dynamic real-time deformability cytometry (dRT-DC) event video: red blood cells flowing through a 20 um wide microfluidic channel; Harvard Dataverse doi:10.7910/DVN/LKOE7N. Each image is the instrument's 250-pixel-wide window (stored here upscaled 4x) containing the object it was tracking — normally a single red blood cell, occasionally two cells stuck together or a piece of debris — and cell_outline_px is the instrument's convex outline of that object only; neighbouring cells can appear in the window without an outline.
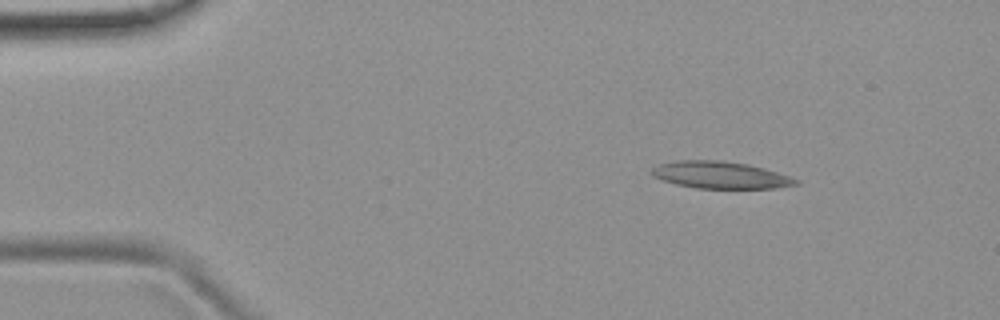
{"species": "common noctule bat (a hibernating species)", "species_latin": "Nyctalus noctula", "temperature_condition": "room temperature", "stored_images_in_passage": 5, "camera_frame_rate_fps": 3000, "um_per_image_px": 0.085, "animal": {"sex": "female", "body_mass_g": 19.9}, "frame": {"image": 1, "passage_image": 2, "time_ms": 0.333, "image_size_px": [1000, 320], "cell_outline_px": [[800, 184], [776, 188], [696, 188], [676, 184], [652, 176], [648, 172], [652, 168], [660, 164], [676, 160], [724, 160], [748, 164], [764, 168], [800, 180]], "centroid_in_image_um": [61.22, 14.87], "position_along_channel_um": 23.8, "area_um2": 22.77}}